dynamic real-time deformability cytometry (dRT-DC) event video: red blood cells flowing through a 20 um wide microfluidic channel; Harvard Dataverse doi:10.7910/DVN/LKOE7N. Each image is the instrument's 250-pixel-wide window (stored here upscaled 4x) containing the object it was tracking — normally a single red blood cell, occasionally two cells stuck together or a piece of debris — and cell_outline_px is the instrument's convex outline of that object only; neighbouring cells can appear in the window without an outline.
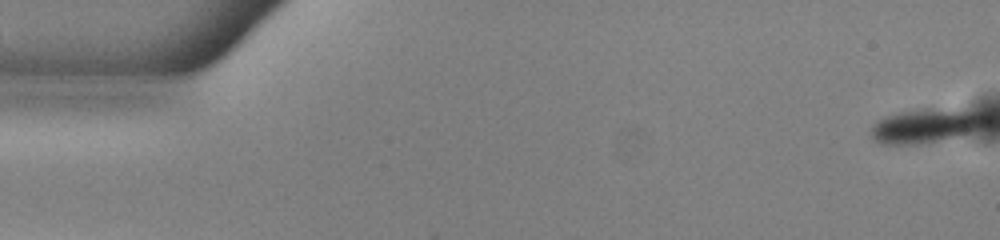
{"species": "common noctule bat (a hibernating species)", "species_latin": "Nyctalus noctula", "temperature_condition": "warm", "stored_images_in_passage": 53, "camera_frame_rate_fps": 3000, "um_per_image_px": 0.085, "animal": {"sex": "male", "body_mass_g": 13.0, "forearm_length_mm": 53.1}, "frame": {"image": 1, "passage_image": 1, "time_ms": 0.0, "image_size_px": [1000, 240], "cell_outline_px": [[984, 120], [976, 128], [968, 132], [956, 136], [916, 144], [880, 144], [872, 136], [872, 124], [884, 116], [900, 112], [924, 108], [932, 108], [972, 112], [980, 116]], "centroid_in_image_um": [78.5, 10.7], "position_along_channel_um": 6.5, "area_um2": 21.62}}
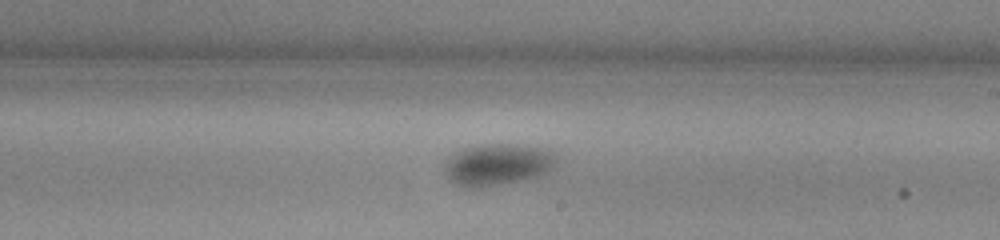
{"frame": {"image": 2, "passage_image": 31, "time_ms": 10.0, "image_size_px": [1000, 240], "cell_outline_px": [[556, 164], [552, 168], [536, 176], [476, 188], [456, 184], [448, 180], [444, 172], [444, 164], [456, 152], [472, 144], [520, 144], [544, 148], [552, 152], [556, 160]], "centroid_in_image_um": [42.24, 13.95], "position_along_channel_um": 246.8, "area_um2": 26.82}}
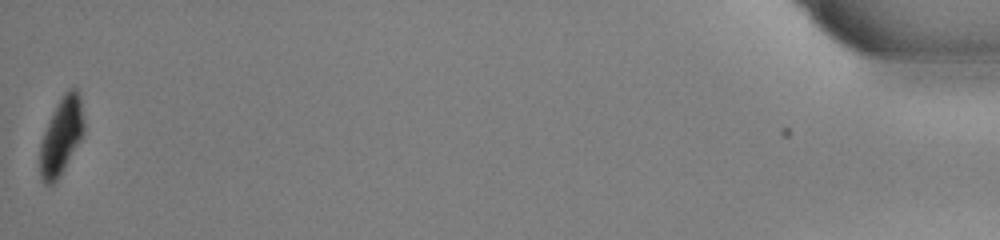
{"frame": {"image": 3, "passage_image": 53, "time_ms": 17.333, "image_size_px": [1000, 240], "cell_outline_px": [[84, 132], [80, 140], [64, 168], [56, 180], [52, 184], [44, 184], [40, 176], [40, 144], [44, 132], [52, 112], [56, 104], [64, 92], [68, 88], [76, 88], [80, 96], [84, 120]], "centroid_in_image_um": [5.21, 11.53], "position_along_channel_um": 430.0, "area_um2": 19.59}, "authors_computed_cell_mechanics": {"area_um2": 25.2586, "velocity_mm_per_s": 3.9003, "shape_relaxation_time_tau1_ms": 2.7069, "shape_relaxation_time_tau2_ms": null, "deformation_change_tau1": 0.0675, "deformation_change_tau2": null}}